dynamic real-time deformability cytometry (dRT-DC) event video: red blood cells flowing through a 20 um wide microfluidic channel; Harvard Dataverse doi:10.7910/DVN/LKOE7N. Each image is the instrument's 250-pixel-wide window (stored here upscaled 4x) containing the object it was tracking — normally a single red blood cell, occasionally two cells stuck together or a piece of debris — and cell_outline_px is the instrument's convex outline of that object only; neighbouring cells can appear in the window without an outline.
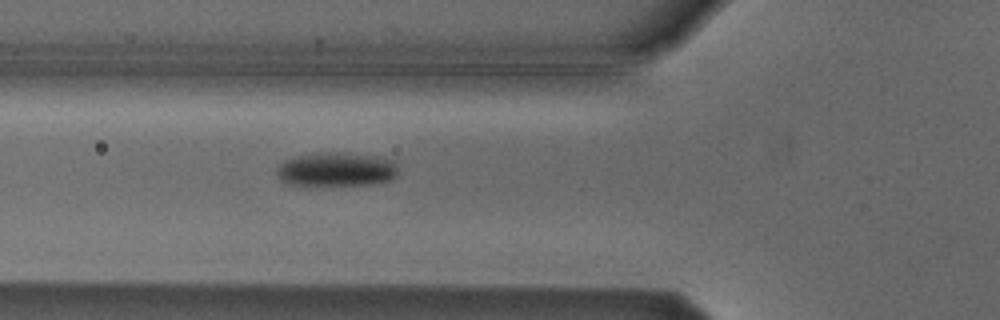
{"species": "Egyptian fruit bat (a non-hibernating species)", "species_latin": "Rousettus aegyptiacus", "temperature_condition": "cold", "stored_images_in_passage": 2, "camera_frame_rate_fps": 3000, "um_per_image_px": 0.085, "animal": {"sex": "male"}, "frame": {"image": 1, "passage_image": 2, "time_ms": 1.0, "image_size_px": [1000, 320], "cell_outline_px": [[396, 176], [392, 180], [372, 184], [284, 184], [276, 176], [276, 168], [284, 160], [296, 156], [324, 152], [336, 152], [376, 156], [392, 160], [396, 164]], "centroid_in_image_um": [28.56, 14.39], "position_along_channel_um": 97.2, "area_um2": 23.87}}